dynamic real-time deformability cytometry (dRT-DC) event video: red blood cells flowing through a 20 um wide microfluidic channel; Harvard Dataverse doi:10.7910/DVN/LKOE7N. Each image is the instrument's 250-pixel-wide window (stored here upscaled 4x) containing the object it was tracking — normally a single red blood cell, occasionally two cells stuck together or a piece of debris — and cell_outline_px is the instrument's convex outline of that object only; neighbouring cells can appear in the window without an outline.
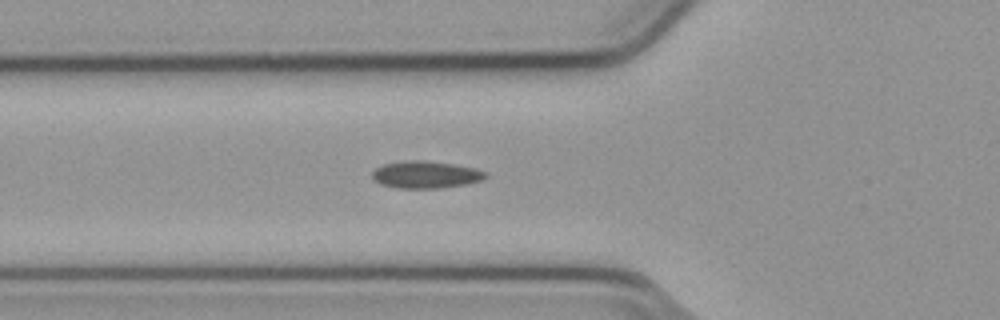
{"species": "common noctule bat (a hibernating species)", "species_latin": "Nyctalus noctula", "temperature_condition": "cold", "stored_images_in_passage": 51, "camera_frame_rate_fps": 3000, "um_per_image_px": 0.085, "animal": {"sex": "male", "body_mass_g": 23.1, "forearm_length_mm": 52.7}, "frame": {"image": 1, "passage_image": 19, "time_ms": 6.0, "image_size_px": [1000, 320], "cell_outline_px": [[488, 176], [480, 180], [464, 184], [440, 188], [396, 188], [380, 184], [372, 180], [372, 172], [376, 168], [384, 164], [404, 160], [416, 160], [452, 164], [476, 168], [484, 172]], "centroid_in_image_um": [36.12, 14.85], "position_along_channel_um": 89.7, "area_um2": 17.8}}
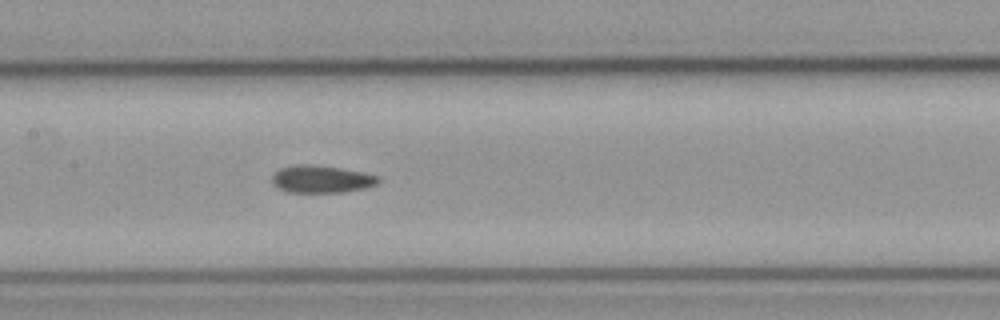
{"frame": {"image": 2, "passage_image": 26, "time_ms": 8.333, "image_size_px": [1000, 320], "cell_outline_px": [[380, 180], [376, 184], [364, 188], [344, 192], [288, 192], [272, 184], [272, 176], [280, 168], [292, 164], [312, 164], [340, 168], [364, 172], [380, 176]], "centroid_in_image_um": [27.32, 15.21], "position_along_channel_um": 180.1, "area_um2": 17.05}}
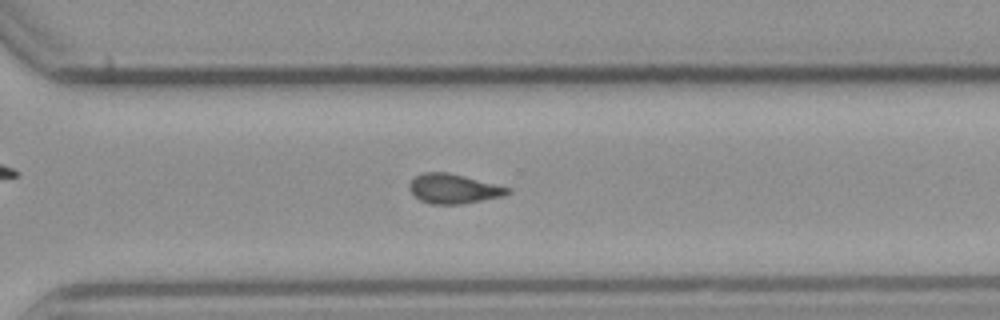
{"frame": {"image": 3, "passage_image": 38, "time_ms": 12.333, "image_size_px": [1000, 320], "cell_outline_px": [[512, 192], [504, 196], [460, 204], [432, 204], [420, 200], [408, 188], [408, 184], [416, 176], [424, 172], [448, 172], [512, 188]], "centroid_in_image_um": [38.58, 16.04], "position_along_channel_um": 332.0, "area_um2": 16.88}}